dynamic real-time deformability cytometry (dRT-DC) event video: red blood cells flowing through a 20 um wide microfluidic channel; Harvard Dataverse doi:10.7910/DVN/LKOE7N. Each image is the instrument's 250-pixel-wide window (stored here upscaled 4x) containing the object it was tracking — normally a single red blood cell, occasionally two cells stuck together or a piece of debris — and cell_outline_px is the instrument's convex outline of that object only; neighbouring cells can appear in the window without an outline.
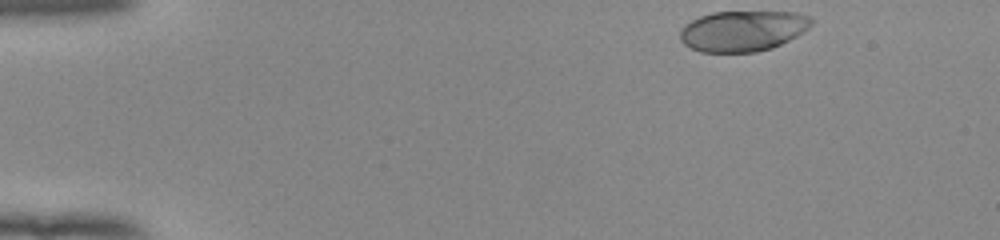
{"species": "human", "species_latin": "Homo sapiens", "temperature_condition": "room temperature", "stored_images_in_passage": 47, "camera_frame_rate_fps": 3000, "um_per_image_px": 0.085, "donor": {"sex": "female"}, "frame": {"image": 1, "passage_image": 1, "time_ms": 0.0, "image_size_px": [1000, 240], "cell_outline_px": [[812, 24], [808, 28], [796, 36], [772, 48], [756, 52], [700, 52], [688, 48], [680, 40], [680, 32], [684, 24], [700, 16], [712, 12], [796, 12], [812, 16]], "centroid_in_image_um": [63.12, 2.63], "position_along_channel_um": 21.9, "area_um2": 31.27}}
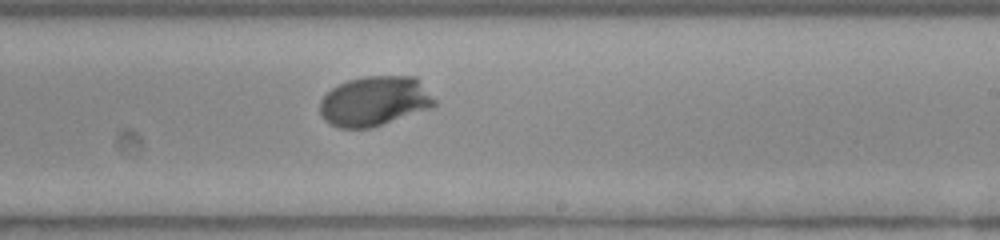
{"frame": {"image": 2, "passage_image": 27, "time_ms": 8.667, "image_size_px": [1000, 240], "cell_outline_px": [[436, 104], [432, 108], [372, 128], [340, 128], [324, 120], [320, 112], [320, 100], [332, 88], [348, 80], [364, 76], [416, 76], [420, 80], [436, 100]], "centroid_in_image_um": [31.87, 8.6], "position_along_channel_um": 257.1, "area_um2": 33.41}}
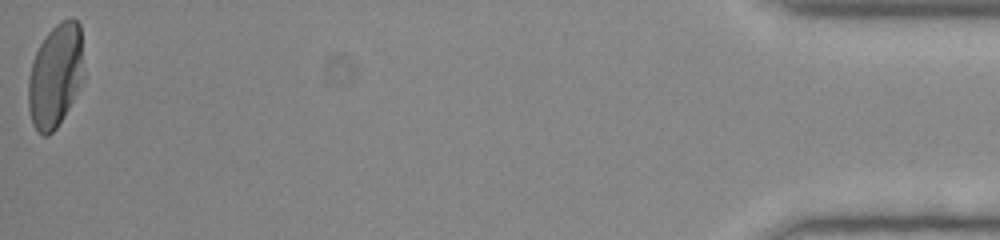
{"frame": {"image": 3, "passage_image": 47, "time_ms": 15.333, "image_size_px": [1000, 240], "cell_outline_px": [[84, 80], [64, 116], [56, 128], [48, 136], [44, 136], [32, 124], [28, 108], [28, 80], [32, 64], [36, 52], [44, 36], [56, 24], [72, 16], [80, 24], [84, 76]], "centroid_in_image_um": [4.72, 6.42], "position_along_channel_um": 430.5, "area_um2": 33.58}, "authors_computed_cell_mechanics": {"area_um2": 32.368, "velocity_mm_per_s": 3.9202, "shape_relaxation_time_tau1_ms": 2.3508, "shape_relaxation_time_tau2_ms": null, "deformation_change_tau1": 0.1753, "deformation_change_tau2": null}}